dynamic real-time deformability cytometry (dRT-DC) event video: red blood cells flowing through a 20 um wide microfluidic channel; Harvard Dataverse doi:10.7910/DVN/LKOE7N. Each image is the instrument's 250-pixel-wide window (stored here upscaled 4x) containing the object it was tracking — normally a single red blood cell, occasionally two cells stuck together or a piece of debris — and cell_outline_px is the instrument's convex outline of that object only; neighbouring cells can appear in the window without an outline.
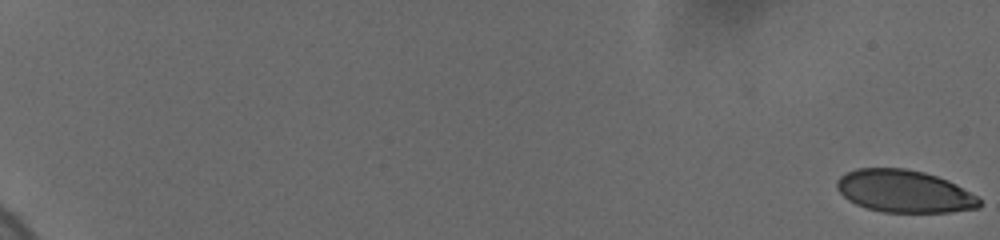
{"species": "human", "species_latin": "Homo sapiens", "temperature_condition": "cold", "stored_images_in_passage": 89, "camera_frame_rate_fps": 3000, "um_per_image_px": 0.085, "donor": {"sex": "female"}, "frame": {"image": 1, "passage_image": 1, "time_ms": 0.0, "image_size_px": [1000, 240], "cell_outline_px": [[980, 208], [948, 212], [884, 212], [868, 208], [856, 204], [848, 200], [836, 188], [836, 180], [840, 176], [856, 168], [904, 168], [924, 172], [948, 180], [956, 184], [976, 196], [980, 200]], "centroid_in_image_um": [76.85, 16.25], "position_along_channel_um": 8.2, "area_um2": 35.14}}
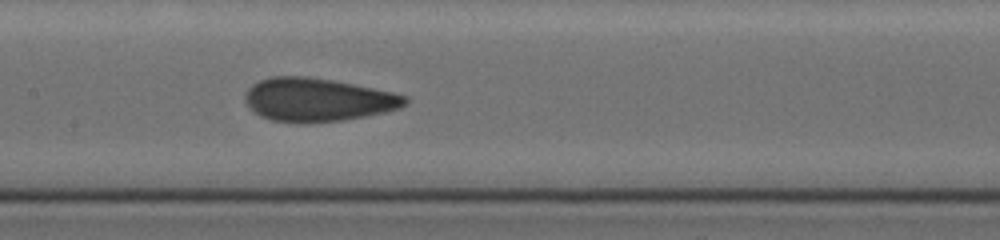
{"frame": {"image": 2, "passage_image": 49, "time_ms": 11.0, "image_size_px": [1000, 240], "cell_outline_px": [[408, 100], [400, 108], [384, 112], [344, 120], [304, 124], [272, 120], [260, 116], [244, 100], [244, 96], [248, 88], [252, 84], [260, 80], [272, 76], [308, 76], [332, 80], [392, 92], [408, 96]], "centroid_in_image_um": [26.98, 8.48], "position_along_channel_um": 180.4, "area_um2": 40.34}}
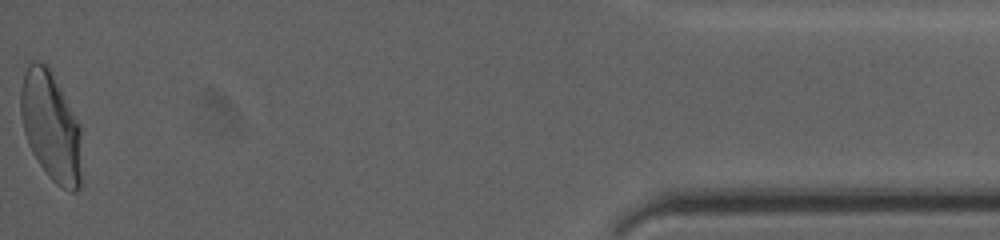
{"frame": {"image": 3, "passage_image": 89, "time_ms": 19.667, "image_size_px": [1000, 240], "cell_outline_px": [[80, 188], [76, 192], [72, 192], [56, 184], [48, 176], [36, 160], [28, 144], [24, 132], [20, 112], [20, 92], [24, 72], [32, 60], [36, 60], [44, 64], [52, 72], [80, 124]], "centroid_in_image_um": [4.31, 10.74], "position_along_channel_um": 430.9, "area_um2": 38.78}, "authors_computed_cell_mechanics": {"area_um2": 38.148, "velocity_mm_per_s": 3.6825, "shape_relaxation_time_tau1_ms": 7.0967, "shape_relaxation_time_tau2_ms": 0.7934, "deformation_change_tau1": 0.1731, "deformation_change_tau2": 0.0595}}